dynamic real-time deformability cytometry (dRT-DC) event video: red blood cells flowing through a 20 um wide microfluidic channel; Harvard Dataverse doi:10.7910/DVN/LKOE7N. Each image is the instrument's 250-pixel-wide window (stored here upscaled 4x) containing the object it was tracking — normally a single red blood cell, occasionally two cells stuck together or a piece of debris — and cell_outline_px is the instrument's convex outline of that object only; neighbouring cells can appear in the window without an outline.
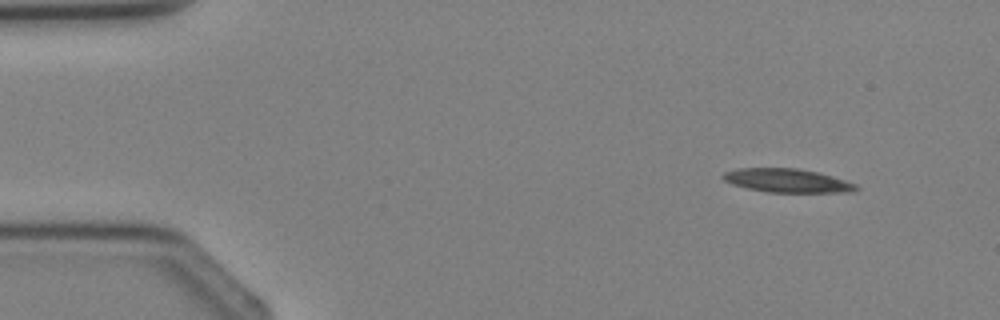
{"species": "Egyptian fruit bat (a non-hibernating species)", "species_latin": "Rousettus aegyptiacus", "temperature_condition": "cold", "stored_images_in_passage": 2, "camera_frame_rate_fps": 3000, "um_per_image_px": 0.085, "animal": {"sex": "female"}, "frame": {"image": 1, "passage_image": 1, "time_ms": 0.0, "image_size_px": [1000, 320], "cell_outline_px": [[860, 188], [856, 192], [768, 192], [748, 188], [732, 184], [724, 180], [720, 176], [724, 172], [736, 168], [796, 168], [820, 172], [856, 184]], "centroid_in_image_um": [66.92, 15.34], "position_along_channel_um": 18.1, "area_um2": 18.44}}